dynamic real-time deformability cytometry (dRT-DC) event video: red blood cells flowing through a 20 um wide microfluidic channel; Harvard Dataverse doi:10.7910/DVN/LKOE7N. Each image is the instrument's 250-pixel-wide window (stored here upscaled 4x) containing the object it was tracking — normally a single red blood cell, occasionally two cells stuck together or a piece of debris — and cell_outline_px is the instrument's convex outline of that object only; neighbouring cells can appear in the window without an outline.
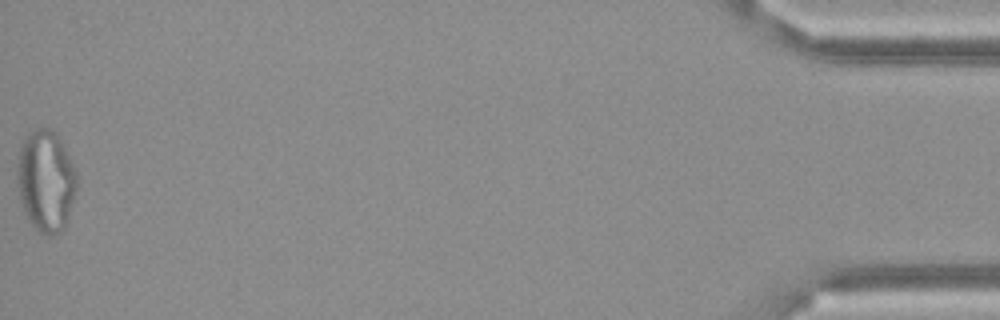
{"species": "Egyptian fruit bat (a non-hibernating species)", "species_latin": "Rousettus aegyptiacus", "temperature_condition": "cold", "stored_images_in_passage": 41, "camera_frame_rate_fps": 3000, "um_per_image_px": 0.085, "frame": {"image": 1, "passage_image": 41, "time_ms": 13.333, "image_size_px": [1000, 320], "cell_outline_px": [[76, 188], [64, 228], [60, 232], [52, 236], [48, 236], [40, 232], [32, 224], [24, 212], [20, 196], [16, 176], [20, 148], [28, 132], [36, 128], [48, 128], [56, 132], [76, 172]], "centroid_in_image_um": [3.88, 15.37], "position_along_channel_um": 431.3, "area_um2": 34.74}, "authors_computed_cell_mechanics": {"area_um2": 28.8422, "velocity_mm_per_s": 3.5234, "shape_relaxation_time_tau1_ms": null, "shape_relaxation_time_tau2_ms": 1.5015, "deformation_change_tau1": null, "deformation_change_tau2": 0.1017}}